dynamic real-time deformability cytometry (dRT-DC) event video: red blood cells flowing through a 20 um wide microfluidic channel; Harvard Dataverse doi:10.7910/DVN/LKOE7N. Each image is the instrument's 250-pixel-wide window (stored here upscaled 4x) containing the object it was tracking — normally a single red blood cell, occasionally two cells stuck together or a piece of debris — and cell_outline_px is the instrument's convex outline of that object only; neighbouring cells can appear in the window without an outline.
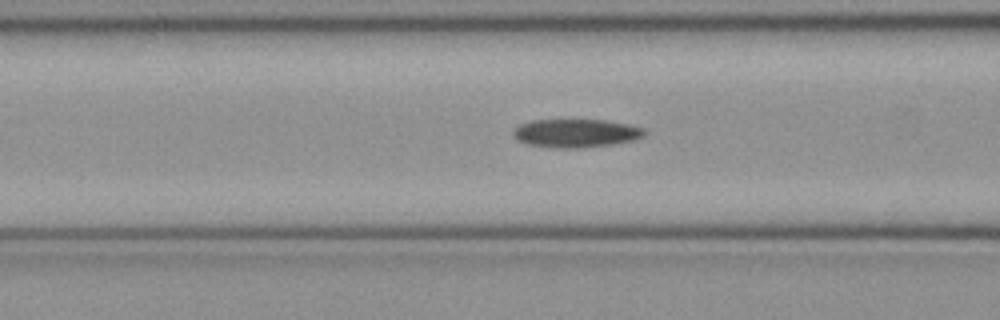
{"species": "common noctule bat (a hibernating species)", "species_latin": "Nyctalus noctula", "temperature_condition": "cold", "stored_images_in_passage": 42, "camera_frame_rate_fps": 3000, "um_per_image_px": 0.085, "animal": {"sex": "female", "body_mass_g": 21.9}, "frame": {"image": 1, "passage_image": 15, "time_ms": 4.667, "image_size_px": [1000, 320], "cell_outline_px": [[648, 132], [644, 136], [632, 140], [612, 144], [584, 148], [560, 148], [528, 144], [516, 140], [512, 136], [512, 132], [520, 124], [532, 120], [604, 120], [628, 124], [644, 128]], "centroid_in_image_um": [48.96, 11.32], "position_along_channel_um": 117.6, "area_um2": 21.73}}
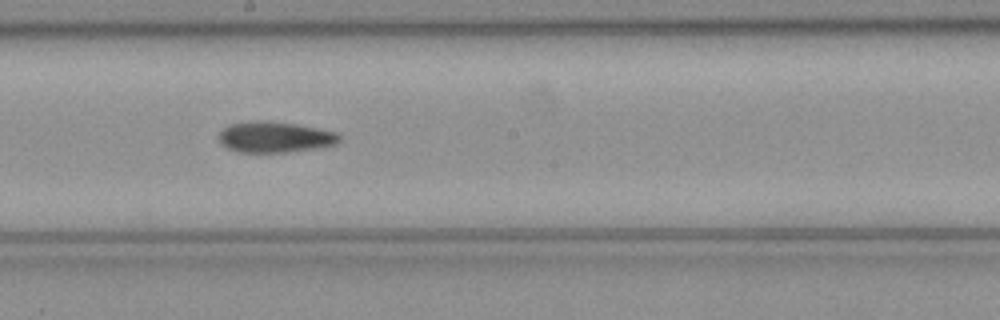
{"frame": {"image": 2, "passage_image": 23, "time_ms": 7.333, "image_size_px": [1000, 320], "cell_outline_px": [[340, 140], [336, 144], [316, 148], [284, 152], [240, 152], [228, 148], [220, 140], [220, 132], [228, 124], [248, 120], [264, 120], [296, 124], [336, 132], [340, 136]], "centroid_in_image_um": [23.36, 11.63], "position_along_channel_um": 224.8, "area_um2": 21.56}}
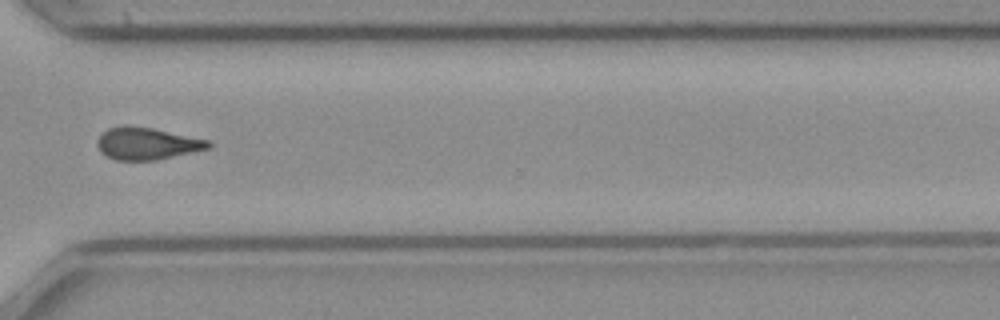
{"frame": {"image": 3, "passage_image": 33, "time_ms": 10.667, "image_size_px": [1000, 320], "cell_outline_px": [[212, 148], [156, 160], [116, 160], [100, 152], [96, 144], [100, 136], [108, 128], [124, 124], [152, 128], [208, 140], [212, 144]], "centroid_in_image_um": [12.49, 12.2], "position_along_channel_um": 358.1, "area_um2": 20.81}, "authors_computed_cell_mechanics": {"area_um2": 21.5305, "velocity_mm_per_s": 4.0125, "shape_relaxation_time_tau1_ms": null, "shape_relaxation_time_tau2_ms": 5.1593, "deformation_change_tau1": null, "deformation_change_tau2": 0.1402}}